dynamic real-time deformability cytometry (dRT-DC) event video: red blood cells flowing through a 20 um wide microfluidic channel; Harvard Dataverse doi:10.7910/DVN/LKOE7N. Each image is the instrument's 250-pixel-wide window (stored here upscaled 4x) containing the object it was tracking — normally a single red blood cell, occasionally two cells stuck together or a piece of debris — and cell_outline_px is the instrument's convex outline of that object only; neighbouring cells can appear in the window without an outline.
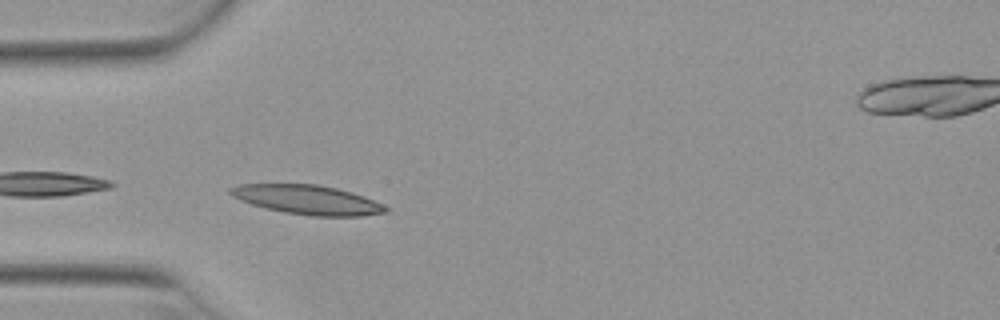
{"species": "Egyptian fruit bat (a non-hibernating species)", "species_latin": "Rousettus aegyptiacus", "temperature_condition": "warm", "stored_images_in_passage": 4, "camera_frame_rate_fps": 3000, "um_per_image_px": 0.085, "animal": {"sex": "female"}, "frame": {"image": 1, "passage_image": 1, "time_ms": 0.0, "image_size_px": [1000, 320], "cell_outline_px": [[388, 212], [360, 216], [312, 216], [284, 212], [252, 204], [240, 200], [232, 196], [228, 192], [228, 188], [240, 184], [316, 184], [336, 188], [352, 192], [364, 196], [384, 204], [388, 208]], "centroid_in_image_um": [26.15, 16.97], "position_along_channel_um": 58.9, "area_um2": 26.47}}